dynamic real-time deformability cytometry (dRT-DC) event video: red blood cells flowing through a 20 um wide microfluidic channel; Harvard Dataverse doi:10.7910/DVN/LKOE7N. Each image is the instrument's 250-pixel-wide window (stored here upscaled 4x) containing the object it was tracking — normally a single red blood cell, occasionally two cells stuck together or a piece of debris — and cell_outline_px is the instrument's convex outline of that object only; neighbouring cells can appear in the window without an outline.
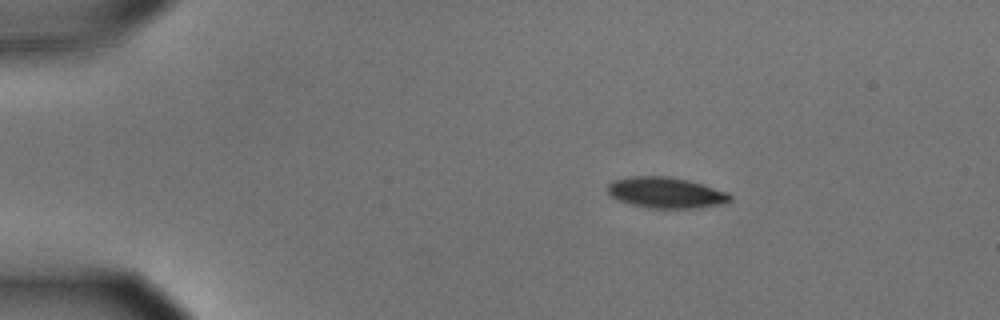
{"species": "common noctule bat (a hibernating species)", "species_latin": "Nyctalus noctula", "temperature_condition": "cold", "stored_images_in_passage": 5, "camera_frame_rate_fps": 3000, "um_per_image_px": 0.085, "animal": {"sex": "male", "body_mass_g": 15.6}, "frame": {"image": 1, "passage_image": 1, "time_ms": 0.0, "image_size_px": [1000, 320], "cell_outline_px": [[732, 200], [724, 204], [696, 208], [648, 208], [632, 204], [620, 200], [612, 196], [604, 188], [612, 180], [628, 176], [668, 176], [688, 180], [728, 192], [732, 196]], "centroid_in_image_um": [56.6, 16.37], "position_along_channel_um": 28.4, "area_um2": 22.2}}